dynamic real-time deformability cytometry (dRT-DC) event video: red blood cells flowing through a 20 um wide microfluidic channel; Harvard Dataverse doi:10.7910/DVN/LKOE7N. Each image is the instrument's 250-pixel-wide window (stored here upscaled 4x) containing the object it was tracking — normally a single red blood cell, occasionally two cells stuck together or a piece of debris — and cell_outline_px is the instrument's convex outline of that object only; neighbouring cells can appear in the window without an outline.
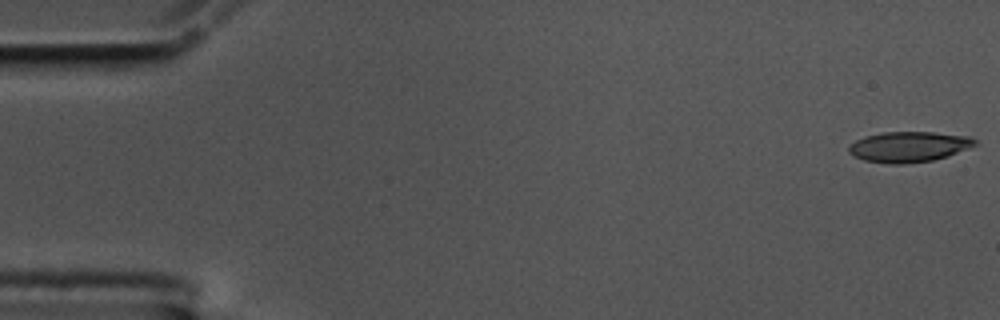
{"species": "common noctule bat (a hibernating species)", "species_latin": "Nyctalus noctula", "temperature_condition": "cold", "stored_images_in_passage": 51, "camera_frame_rate_fps": 3000, "um_per_image_px": 0.085, "animal": {"sex": "male", "body_mass_g": 17.5, "forearm_length_mm": 52.3}, "frame": {"image": 1, "passage_image": 1, "time_ms": 0.0, "image_size_px": [1000, 320], "cell_outline_px": [[976, 144], [968, 148], [948, 156], [932, 160], [904, 164], [888, 164], [864, 160], [852, 156], [848, 152], [848, 148], [856, 140], [864, 136], [884, 132], [932, 132], [968, 136], [976, 140]], "centroid_in_image_um": [77.22, 12.48], "position_along_channel_um": 7.8, "area_um2": 22.37}}
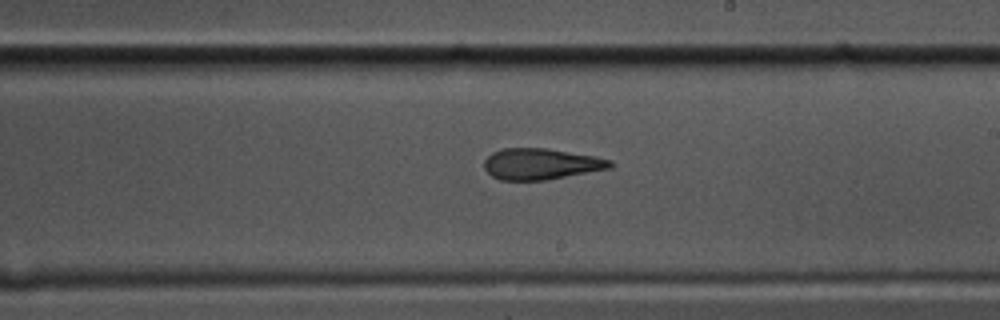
{"frame": {"image": 2, "passage_image": 33, "time_ms": 10.667, "image_size_px": [1000, 320], "cell_outline_px": [[616, 164], [612, 168], [544, 180], [500, 180], [492, 176], [484, 168], [484, 160], [492, 152], [504, 148], [548, 148], [596, 156], [612, 160]], "centroid_in_image_um": [46.02, 13.93], "position_along_channel_um": 243.0, "area_um2": 23.0}}
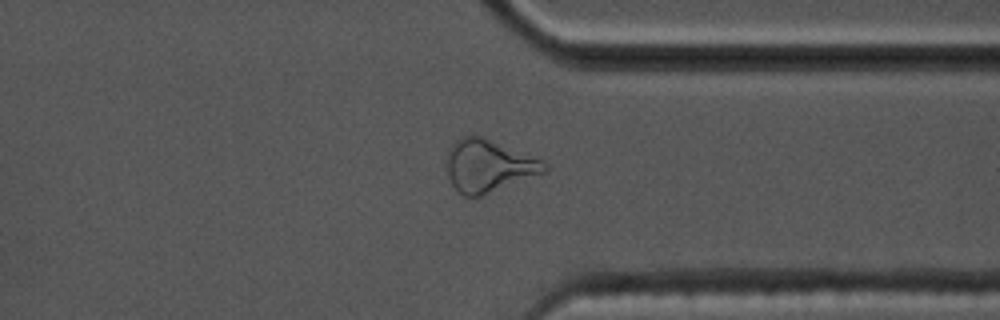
{"frame": {"image": 3, "passage_image": 44, "time_ms": 14.333, "image_size_px": [1000, 320], "cell_outline_px": [[548, 168], [544, 172], [480, 196], [464, 196], [452, 184], [448, 176], [444, 164], [444, 160], [448, 148], [456, 140], [464, 136], [480, 136], [544, 160], [548, 164]], "centroid_in_image_um": [41.47, 14.08], "position_along_channel_um": 369.9, "area_um2": 29.65}}